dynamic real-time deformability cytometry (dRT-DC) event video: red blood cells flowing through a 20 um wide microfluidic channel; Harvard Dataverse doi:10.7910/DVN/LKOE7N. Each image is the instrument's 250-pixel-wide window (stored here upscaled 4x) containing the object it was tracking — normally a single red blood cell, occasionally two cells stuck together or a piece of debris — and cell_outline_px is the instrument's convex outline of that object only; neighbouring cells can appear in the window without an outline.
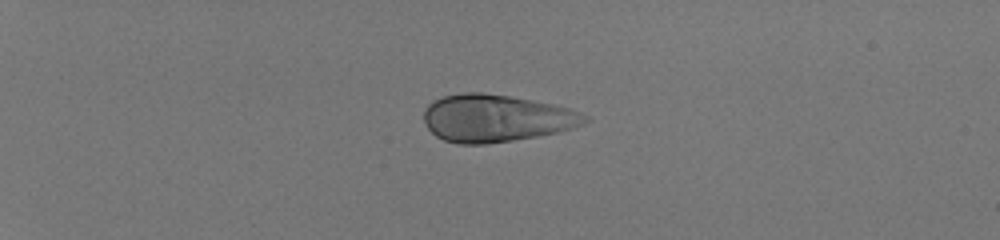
{"species": "human", "species_latin": "Homo sapiens", "temperature_condition": "room temperature", "stored_images_in_passage": 39, "camera_frame_rate_fps": 3000, "um_per_image_px": 0.085, "donor": {"sex": "male"}, "frame": {"image": 1, "passage_image": 1, "time_ms": 0.0, "image_size_px": [1000, 240], "cell_outline_px": [[592, 120], [584, 124], [572, 128], [556, 132], [536, 136], [512, 140], [484, 144], [460, 144], [444, 140], [436, 136], [424, 124], [424, 108], [432, 100], [444, 96], [464, 92], [484, 92], [556, 104], [580, 112], [588, 116]], "centroid_in_image_um": [42.16, 10.04], "position_along_channel_um": 42.8, "area_um2": 44.56}}
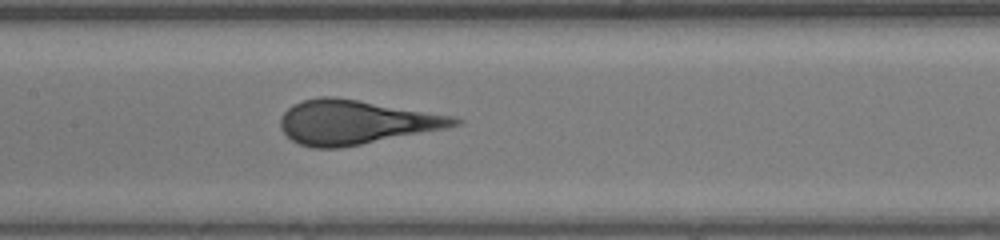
{"frame": {"image": 2, "passage_image": 17, "time_ms": 5.333, "image_size_px": [1000, 240], "cell_outline_px": [[464, 120], [460, 124], [444, 128], [340, 148], [312, 148], [300, 144], [292, 140], [280, 128], [280, 116], [292, 104], [304, 100], [320, 96], [336, 96], [452, 116]], "centroid_in_image_um": [30.16, 10.38], "position_along_channel_um": 177.2, "area_um2": 44.33}}
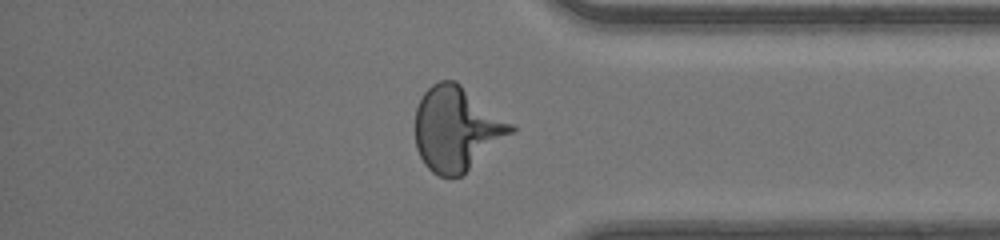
{"frame": {"image": 3, "passage_image": 33, "time_ms": 10.667, "image_size_px": [1000, 240], "cell_outline_px": [[516, 132], [460, 176], [436, 176], [424, 164], [416, 148], [416, 108], [424, 92], [432, 84], [440, 80], [456, 80], [512, 124], [516, 128]], "centroid_in_image_um": [38.82, 10.95], "position_along_channel_um": 396.4, "area_um2": 46.82}}